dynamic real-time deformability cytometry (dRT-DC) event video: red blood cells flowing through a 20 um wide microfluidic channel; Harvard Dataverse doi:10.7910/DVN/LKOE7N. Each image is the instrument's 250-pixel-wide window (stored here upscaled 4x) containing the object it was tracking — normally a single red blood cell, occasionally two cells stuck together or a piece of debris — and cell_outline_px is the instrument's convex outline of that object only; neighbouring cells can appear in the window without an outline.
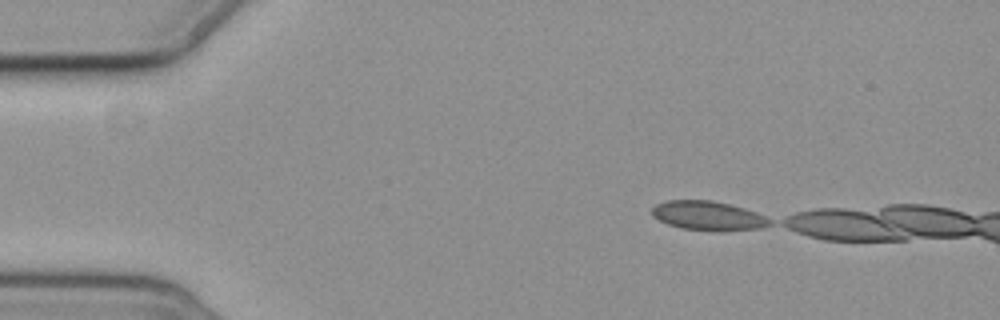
{"species": "common noctule bat (a hibernating species)", "species_latin": "Nyctalus noctula", "temperature_condition": "cold", "stored_images_in_passage": 3, "camera_frame_rate_fps": 3000, "um_per_image_px": 0.085, "animal": {"sex": "female", "body_mass_g": 19.3, "forearm_length_mm": 54.1}, "frame": {"image": 1, "passage_image": 1, "time_ms": 0.0, "image_size_px": [1000, 320], "cell_outline_px": [[772, 224], [760, 228], [724, 232], [716, 232], [680, 228], [668, 224], [652, 216], [652, 208], [656, 204], [668, 200], [712, 200], [744, 208], [756, 212], [772, 220]], "centroid_in_image_um": [60.21, 18.36], "position_along_channel_um": 24.8, "area_um2": 20.29}}